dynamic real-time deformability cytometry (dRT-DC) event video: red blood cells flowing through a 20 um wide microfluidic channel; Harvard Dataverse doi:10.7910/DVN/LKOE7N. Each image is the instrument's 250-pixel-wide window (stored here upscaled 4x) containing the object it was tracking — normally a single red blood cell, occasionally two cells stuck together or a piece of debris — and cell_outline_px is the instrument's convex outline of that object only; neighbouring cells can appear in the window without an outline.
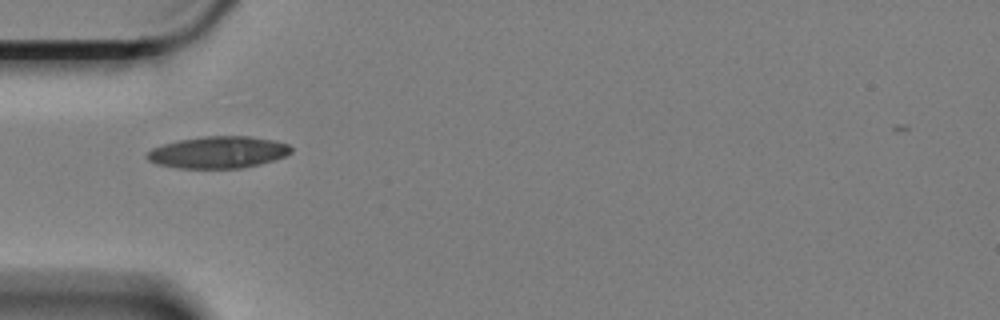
{"species": "Egyptian fruit bat (a non-hibernating species)", "species_latin": "Rousettus aegyptiacus", "temperature_condition": "cold", "stored_images_in_passage": 2, "camera_frame_rate_fps": 3000, "um_per_image_px": 0.085, "animal": {"sex": "female"}, "frame": {"image": 1, "passage_image": 1, "time_ms": 0.0, "image_size_px": [1000, 320], "cell_outline_px": [[292, 152], [284, 156], [272, 160], [240, 168], [180, 168], [156, 164], [148, 160], [144, 156], [152, 148], [164, 144], [180, 140], [204, 136], [248, 136], [272, 140], [288, 144], [292, 148]], "centroid_in_image_um": [18.51, 12.94], "position_along_channel_um": 66.5, "area_um2": 26.47}}
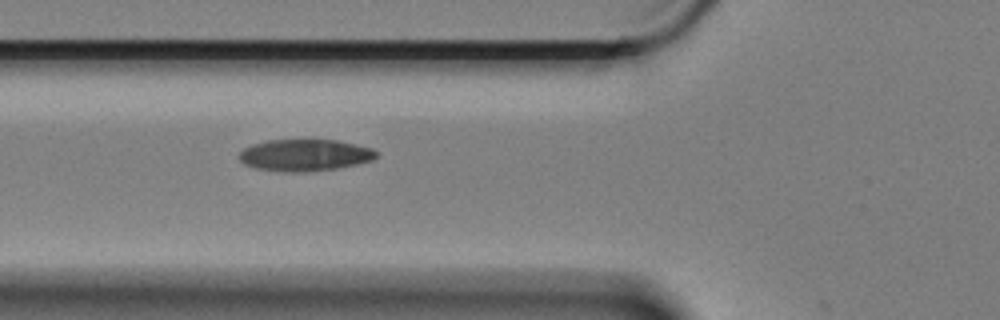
{"frame": {"image": 2, "passage_image": 2, "time_ms": 0.333, "image_size_px": [1000, 320], "cell_outline_px": [[376, 156], [372, 160], [356, 164], [336, 168], [304, 172], [288, 172], [256, 168], [244, 164], [240, 160], [240, 152], [244, 148], [252, 144], [268, 140], [336, 140], [372, 148], [376, 152]], "centroid_in_image_um": [25.89, 13.18], "position_along_channel_um": 99.9, "area_um2": 25.09}}